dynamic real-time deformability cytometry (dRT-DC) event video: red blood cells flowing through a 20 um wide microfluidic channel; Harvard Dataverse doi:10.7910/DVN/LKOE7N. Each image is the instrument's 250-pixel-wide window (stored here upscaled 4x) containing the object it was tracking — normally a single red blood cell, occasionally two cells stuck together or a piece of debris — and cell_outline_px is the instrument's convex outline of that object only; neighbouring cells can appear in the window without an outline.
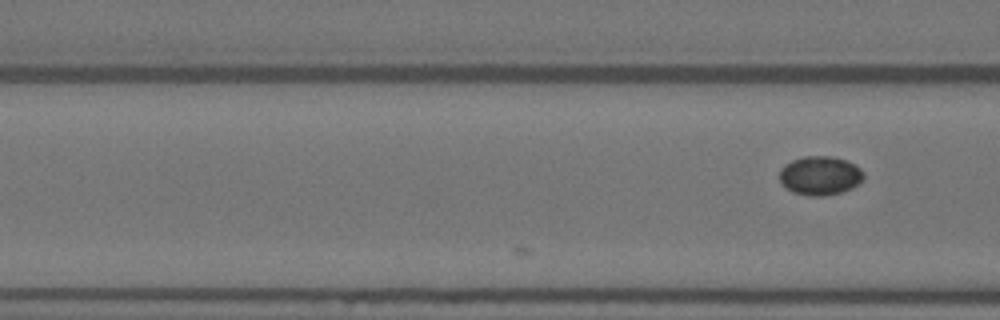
{"species": "Egyptian fruit bat (a non-hibernating species)", "species_latin": "Rousettus aegyptiacus", "temperature_condition": "warm", "stored_images_in_passage": 7, "camera_frame_rate_fps": 3000, "um_per_image_px": 0.085, "animal": {"sex": "female"}, "frame": {"image": 1, "passage_image": 7, "time_ms": 2.0, "image_size_px": [1000, 320], "cell_outline_px": [[864, 176], [860, 184], [852, 188], [840, 192], [824, 196], [808, 196], [792, 192], [784, 188], [780, 184], [780, 168], [784, 164], [792, 160], [804, 156], [832, 156], [856, 164], [864, 172]], "centroid_in_image_um": [69.69, 14.93], "position_along_channel_um": 96.9, "area_um2": 19.42}}